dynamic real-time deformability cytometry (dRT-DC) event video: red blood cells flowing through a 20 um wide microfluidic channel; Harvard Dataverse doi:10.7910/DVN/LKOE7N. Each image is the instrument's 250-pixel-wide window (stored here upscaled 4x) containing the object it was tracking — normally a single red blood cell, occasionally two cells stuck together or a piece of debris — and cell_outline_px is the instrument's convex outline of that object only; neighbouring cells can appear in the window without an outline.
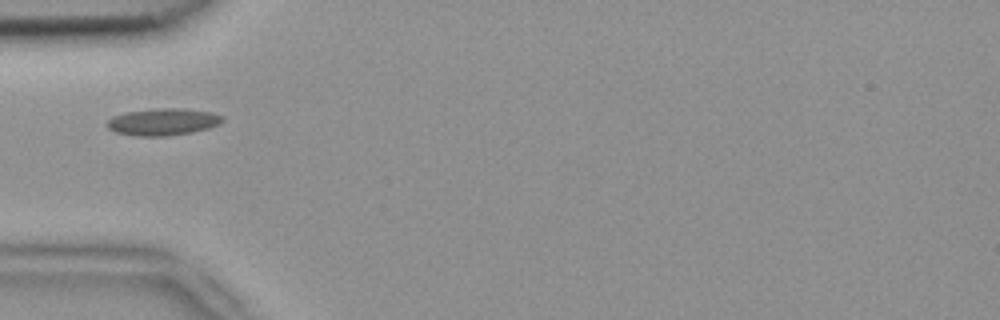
{"species": "common noctule bat (a hibernating species)", "species_latin": "Nyctalus noctula", "temperature_condition": "room temperature", "stored_images_in_passage": 1, "camera_frame_rate_fps": 3000, "um_per_image_px": 0.085, "animal": {"sex": "female", "body_mass_g": 18.4}, "frame": {"image": 1, "passage_image": 1, "time_ms": 0.0, "image_size_px": [1000, 320], "cell_outline_px": [[224, 120], [208, 128], [192, 132], [168, 136], [136, 136], [116, 132], [108, 128], [108, 120], [112, 116], [124, 112], [156, 108], [184, 108], [212, 112], [224, 116]], "centroid_in_image_um": [13.85, 10.35], "position_along_channel_um": 71.2, "area_um2": 18.21}}